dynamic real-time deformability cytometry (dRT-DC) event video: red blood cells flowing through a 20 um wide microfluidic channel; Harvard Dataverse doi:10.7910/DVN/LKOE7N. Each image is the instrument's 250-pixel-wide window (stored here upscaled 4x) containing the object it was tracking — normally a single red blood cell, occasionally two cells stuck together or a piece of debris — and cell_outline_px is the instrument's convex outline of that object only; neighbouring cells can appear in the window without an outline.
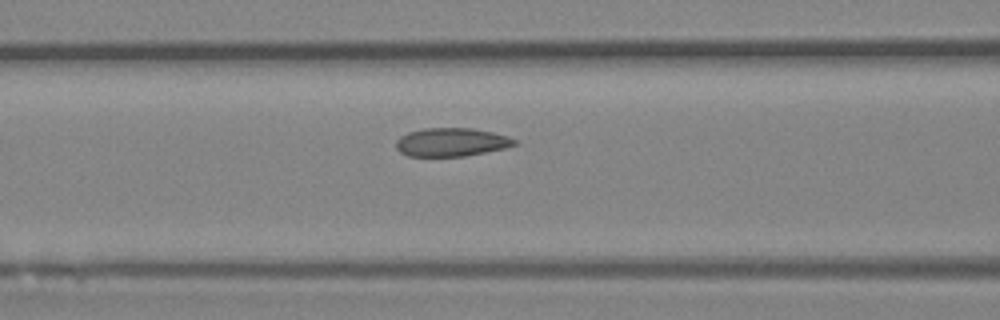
{"species": "Egyptian fruit bat (a non-hibernating species)", "species_latin": "Rousettus aegyptiacus", "temperature_condition": "room temperature", "stored_images_in_passage": 7, "segment_of_instrument_passage": [1, 2], "camera_frame_rate_fps": 3000, "um_per_image_px": 0.085, "animal": {"sex": "female"}, "frame": {"image": 1, "passage_image": 6, "time_ms": 5.667, "image_size_px": [1000, 320], "cell_outline_px": [[516, 144], [504, 148], [464, 156], [408, 156], [400, 152], [396, 148], [396, 140], [400, 136], [408, 132], [424, 128], [472, 128], [492, 132], [508, 136], [516, 140]], "centroid_in_image_um": [38.33, 12.08], "position_along_channel_um": 128.3, "area_um2": 19.54}}